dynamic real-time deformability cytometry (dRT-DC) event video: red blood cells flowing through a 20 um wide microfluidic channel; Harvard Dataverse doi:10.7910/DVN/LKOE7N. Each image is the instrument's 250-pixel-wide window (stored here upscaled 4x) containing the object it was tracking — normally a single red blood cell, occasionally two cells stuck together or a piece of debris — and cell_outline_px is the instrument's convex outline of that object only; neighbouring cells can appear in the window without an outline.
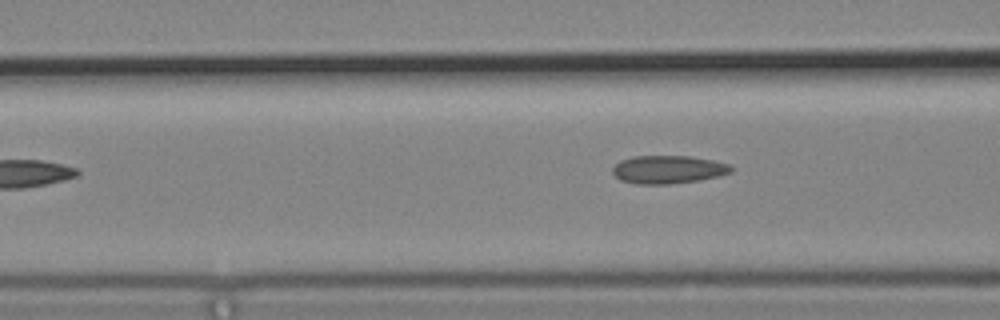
{"species": "common noctule bat (a hibernating species)", "species_latin": "Nyctalus noctula", "temperature_condition": "cold", "stored_images_in_passage": 7, "segment_of_instrument_passage": [1, 2], "camera_frame_rate_fps": 3000, "um_per_image_px": 0.085, "animal": {"sex": "male", "body_mass_g": 19.2, "forearm_length_mm": 51.8}, "frame": {"image": 1, "passage_image": 5, "time_ms": 1.333, "image_size_px": [1000, 320], "cell_outline_px": [[732, 172], [720, 176], [700, 180], [668, 184], [636, 184], [620, 180], [612, 172], [612, 168], [620, 160], [632, 156], [688, 156], [712, 160], [732, 164]], "centroid_in_image_um": [56.8, 14.41], "position_along_channel_um": 109.8, "area_um2": 19.54}}